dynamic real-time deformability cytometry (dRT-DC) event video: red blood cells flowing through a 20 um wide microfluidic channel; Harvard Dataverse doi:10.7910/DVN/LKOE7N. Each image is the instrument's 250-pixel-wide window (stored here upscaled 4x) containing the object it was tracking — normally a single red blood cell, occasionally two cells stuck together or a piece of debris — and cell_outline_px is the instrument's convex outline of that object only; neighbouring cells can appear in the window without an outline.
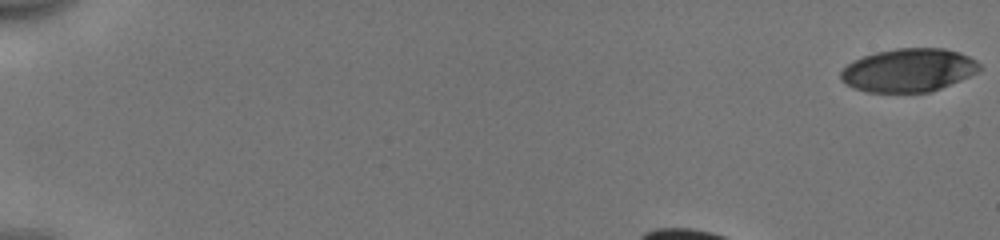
{"species": "human", "species_latin": "Homo sapiens", "temperature_condition": "cold", "stored_images_in_passage": 40, "camera_frame_rate_fps": 3000, "um_per_image_px": 0.085, "donor": {"sex": "male"}, "frame": {"image": 1, "passage_image": 1, "time_ms": 0.0, "image_size_px": [1000, 240], "cell_outline_px": [[980, 68], [976, 72], [960, 80], [940, 88], [928, 92], [868, 92], [856, 88], [840, 80], [840, 72], [848, 64], [864, 56], [876, 52], [896, 48], [944, 48], [960, 52], [976, 60], [980, 64]], "centroid_in_image_um": [77.23, 5.96], "position_along_channel_um": 7.8, "area_um2": 34.68}}
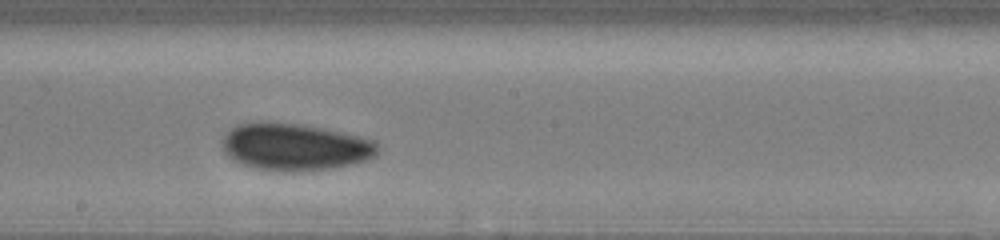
{"frame": {"image": 2, "passage_image": 25, "time_ms": 8.0, "image_size_px": [1000, 240], "cell_outline_px": [[380, 152], [376, 156], [368, 160], [352, 164], [332, 168], [284, 172], [280, 172], [252, 168], [240, 164], [232, 160], [224, 152], [224, 132], [236, 124], [260, 120], [272, 120], [304, 124], [324, 128], [360, 136], [372, 140], [380, 144]], "centroid_in_image_um": [25.05, 12.46], "position_along_channel_um": 223.1, "area_um2": 43.81}}
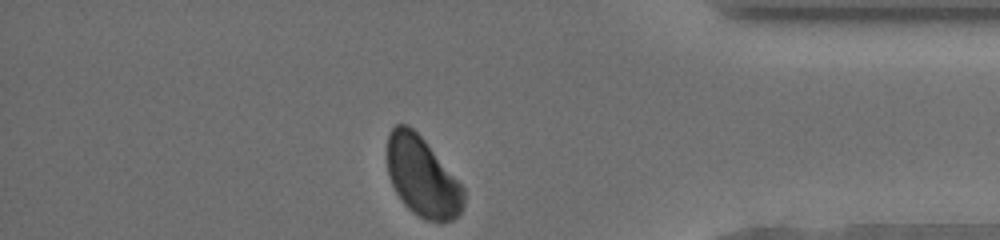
{"frame": {"image": 3, "passage_image": 40, "time_ms": 13.0, "image_size_px": [1000, 240], "cell_outline_px": [[464, 204], [460, 212], [452, 220], [440, 224], [424, 220], [412, 212], [404, 204], [396, 192], [388, 176], [388, 132], [396, 124], [408, 124], [424, 140], [464, 188]], "centroid_in_image_um": [35.89, 15.07], "position_along_channel_um": 399.3, "area_um2": 35.43}, "authors_computed_cell_mechanics": {"area_um2": 39.9687, "velocity_mm_per_s": 3.9161, "shape_relaxation_time_tau1_ms": 1.931, "shape_relaxation_time_tau2_ms": 6.5944, "deformation_change_tau1": 0.0604, "deformation_change_tau2": 0.045}}